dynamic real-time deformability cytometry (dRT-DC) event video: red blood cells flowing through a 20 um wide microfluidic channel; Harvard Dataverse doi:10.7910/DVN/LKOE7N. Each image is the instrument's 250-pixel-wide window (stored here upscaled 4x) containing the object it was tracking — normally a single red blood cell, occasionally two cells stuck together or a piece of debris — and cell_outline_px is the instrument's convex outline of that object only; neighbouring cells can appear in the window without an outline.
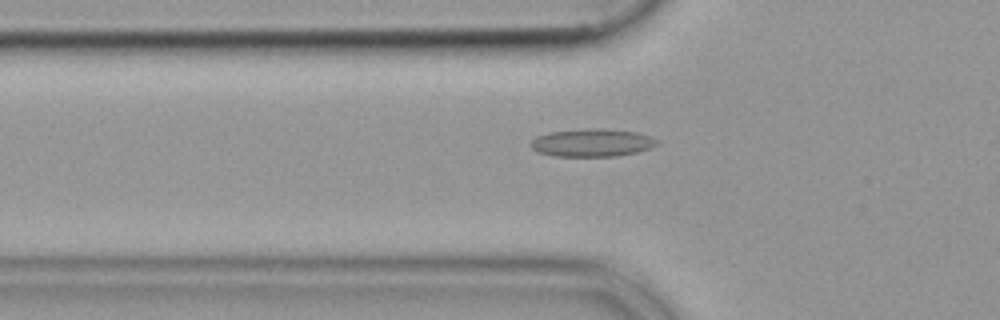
{"species": "common noctule bat (a hibernating species)", "species_latin": "Nyctalus noctula", "temperature_condition": "cold", "stored_images_in_passage": 39, "camera_frame_rate_fps": 3000, "um_per_image_px": 0.085, "animal": {"sex": "female", "body_mass_g": 19.9}, "frame": {"image": 1, "passage_image": 4, "time_ms": 1.0, "image_size_px": [1000, 320], "cell_outline_px": [[660, 140], [652, 148], [636, 152], [616, 156], [556, 156], [536, 152], [532, 148], [532, 140], [536, 136], [552, 132], [584, 128], [600, 128], [636, 132]], "centroid_in_image_um": [50.33, 12.13], "position_along_channel_um": 75.5, "area_um2": 20.4}}
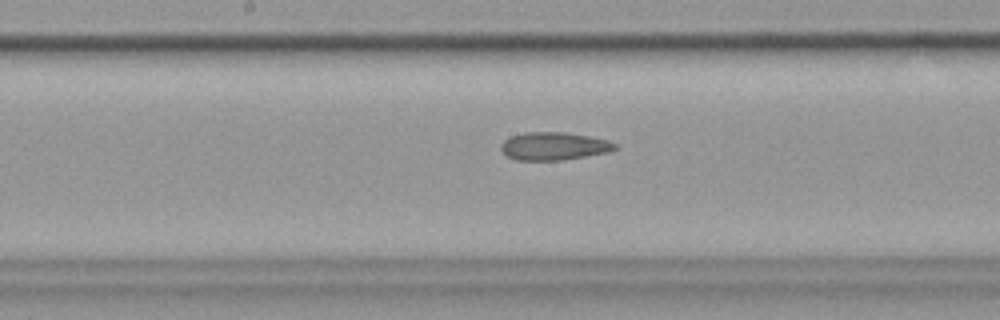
{"frame": {"image": 2, "passage_image": 14, "time_ms": 4.333, "image_size_px": [1000, 320], "cell_outline_px": [[620, 148], [608, 152], [560, 160], [516, 160], [508, 156], [500, 148], [500, 144], [504, 140], [512, 136], [524, 132], [568, 132], [608, 140], [616, 144]], "centroid_in_image_um": [47.09, 12.41], "position_along_channel_um": 201.1, "area_um2": 18.5}}
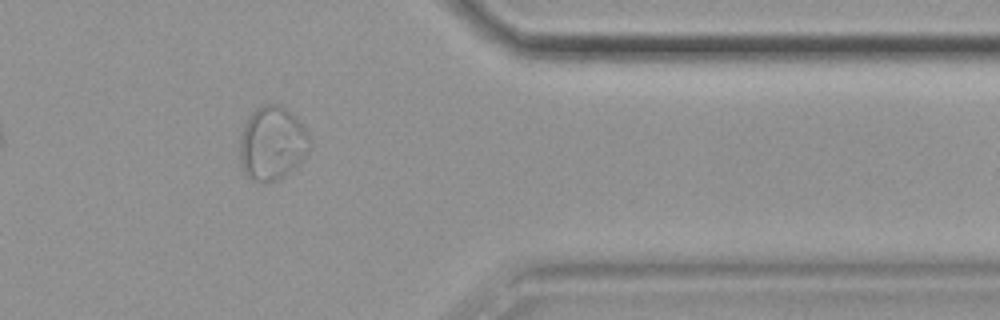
{"frame": {"image": 3, "passage_image": 30, "time_ms": 9.667, "image_size_px": [1000, 320], "cell_outline_px": [[312, 140], [304, 156], [280, 180], [264, 184], [252, 180], [244, 172], [240, 164], [240, 136], [244, 124], [248, 116], [256, 108], [264, 104], [280, 104], [292, 112], [300, 120]], "centroid_in_image_um": [23.12, 12.17], "position_along_channel_um": 388.3, "area_um2": 30.35}}